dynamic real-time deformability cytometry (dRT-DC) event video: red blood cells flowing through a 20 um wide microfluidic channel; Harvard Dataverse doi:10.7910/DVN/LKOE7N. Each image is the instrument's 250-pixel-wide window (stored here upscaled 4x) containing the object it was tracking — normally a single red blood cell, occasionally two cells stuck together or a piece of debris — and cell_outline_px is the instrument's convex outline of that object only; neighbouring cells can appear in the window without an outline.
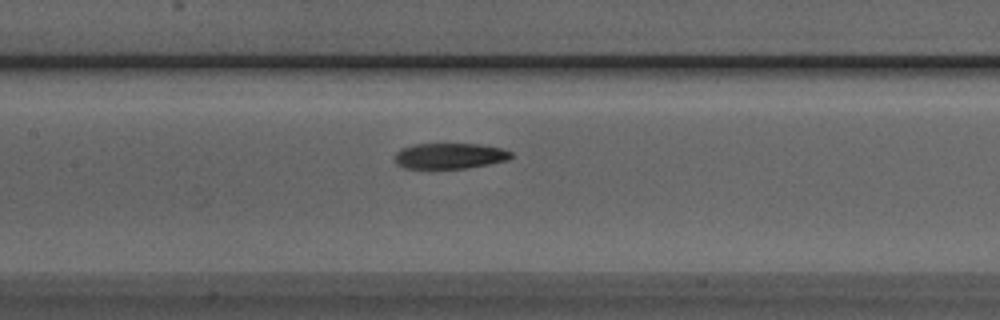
{"species": "Egyptian fruit bat (a non-hibernating species)", "species_latin": "Rousettus aegyptiacus", "temperature_condition": "room temperature", "stored_images_in_passage": 31, "camera_frame_rate_fps": 3000, "um_per_image_px": 0.085, "animal": {"sex": "male"}, "frame": {"image": 1, "passage_image": 10, "time_ms": 3.0, "image_size_px": [1000, 320], "cell_outline_px": [[512, 156], [508, 160], [468, 168], [428, 172], [404, 168], [396, 164], [392, 156], [400, 148], [412, 144], [480, 144], [504, 148], [512, 152]], "centroid_in_image_um": [38.13, 13.3], "position_along_channel_um": 169.3, "area_um2": 18.61}}
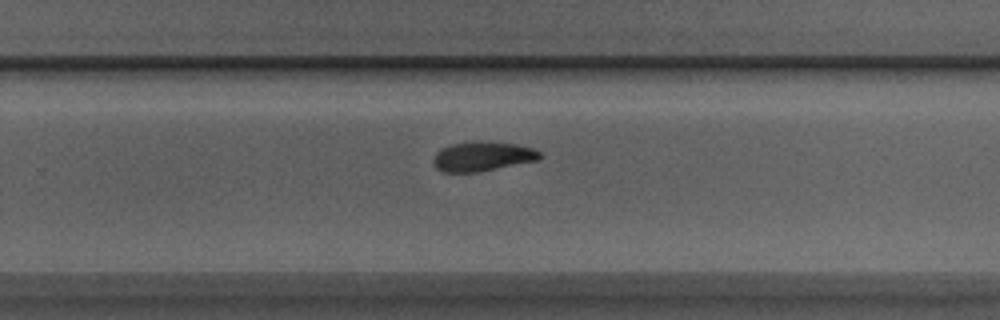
{"frame": {"image": 2, "passage_image": 19, "time_ms": 6.0, "image_size_px": [1000, 320], "cell_outline_px": [[540, 156], [536, 160], [476, 172], [444, 172], [436, 168], [432, 160], [436, 152], [452, 144], [480, 140], [516, 144], [532, 148], [540, 152]], "centroid_in_image_um": [40.97, 13.28], "position_along_channel_um": 288.8, "area_um2": 18.03}}
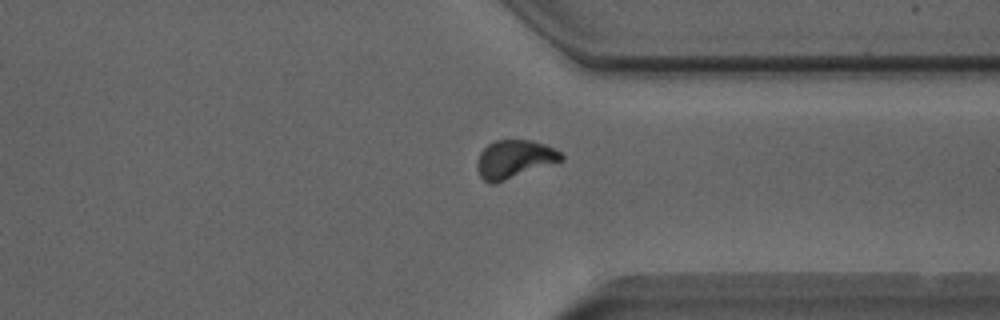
{"frame": {"image": 3, "passage_image": 25, "time_ms": 8.0, "image_size_px": [1000, 320], "cell_outline_px": [[564, 160], [496, 184], [488, 184], [480, 176], [476, 168], [476, 164], [480, 152], [488, 144], [496, 140], [532, 140], [544, 144], [560, 152], [564, 156]], "centroid_in_image_um": [43.7, 13.55], "position_along_channel_um": 367.7, "area_um2": 18.9}}